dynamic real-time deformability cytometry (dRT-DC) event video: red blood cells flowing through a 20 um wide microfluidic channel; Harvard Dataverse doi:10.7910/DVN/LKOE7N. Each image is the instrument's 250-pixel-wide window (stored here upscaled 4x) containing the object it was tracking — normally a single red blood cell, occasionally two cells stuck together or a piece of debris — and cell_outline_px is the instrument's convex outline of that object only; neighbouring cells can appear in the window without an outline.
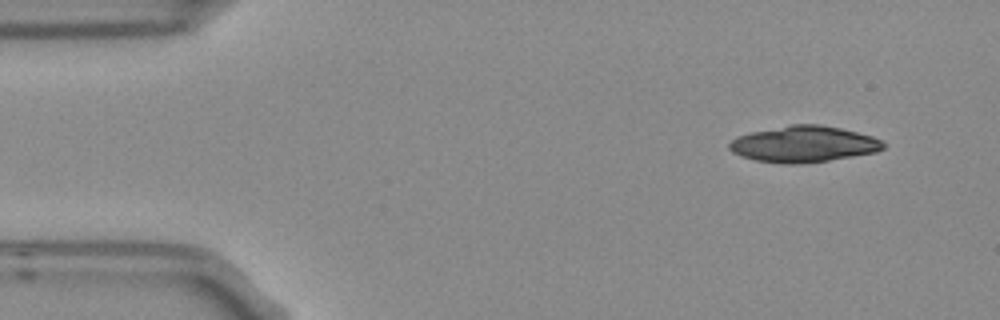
{"species": "Egyptian fruit bat (a non-hibernating species)", "species_latin": "Rousettus aegyptiacus", "temperature_condition": "room temperature", "stored_images_in_passage": 4, "camera_frame_rate_fps": 3000, "um_per_image_px": 0.085, "frame": {"image": 1, "passage_image": 1, "time_ms": 0.0, "image_size_px": [1000, 320], "cell_outline_px": [[884, 148], [876, 152], [828, 160], [800, 164], [784, 164], [756, 160], [740, 156], [732, 152], [728, 148], [728, 144], [736, 136], [752, 132], [792, 124], [820, 124], [840, 128], [872, 136], [880, 140], [884, 144]], "centroid_in_image_um": [68.28, 12.25], "position_along_channel_um": 16.7, "area_um2": 32.31}}